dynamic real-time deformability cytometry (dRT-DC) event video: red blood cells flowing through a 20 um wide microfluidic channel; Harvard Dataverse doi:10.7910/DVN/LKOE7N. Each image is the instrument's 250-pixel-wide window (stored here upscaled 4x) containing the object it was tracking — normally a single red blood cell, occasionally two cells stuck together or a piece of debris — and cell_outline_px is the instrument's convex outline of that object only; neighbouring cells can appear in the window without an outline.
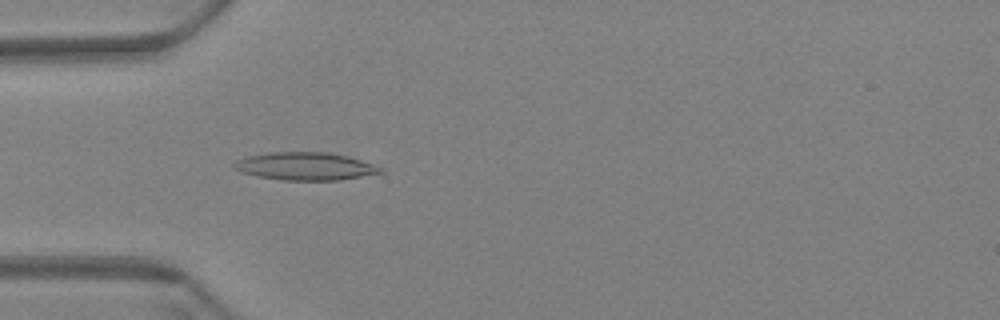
{"species": "Egyptian fruit bat (a non-hibernating species)", "species_latin": "Rousettus aegyptiacus", "temperature_condition": "warm", "stored_images_in_passage": 38, "camera_frame_rate_fps": 3000, "um_per_image_px": 0.085, "animal": {"sex": "female"}, "frame": {"image": 1, "passage_image": 4, "time_ms": 1.0, "image_size_px": [1000, 320], "cell_outline_px": [[384, 172], [340, 180], [280, 180], [260, 176], [244, 172], [236, 168], [232, 164], [236, 160], [248, 156], [272, 152], [324, 152], [348, 156], [384, 168]], "centroid_in_image_um": [25.98, 14.13], "position_along_channel_um": 59.0, "area_um2": 23.41}}
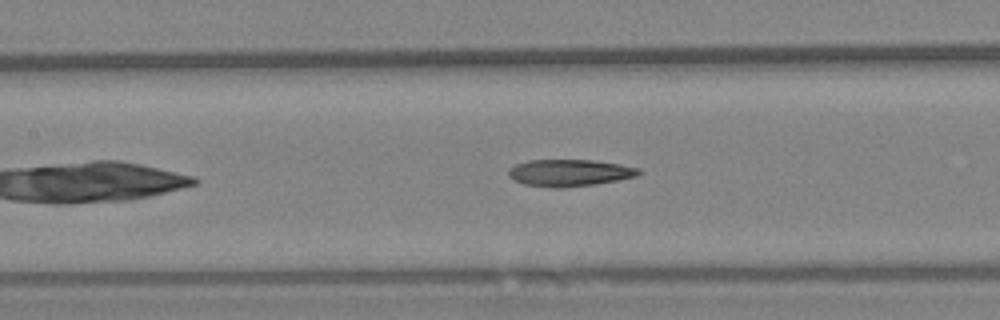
{"frame": {"image": 2, "passage_image": 13, "time_ms": 4.0, "image_size_px": [1000, 320], "cell_outline_px": [[640, 172], [636, 176], [620, 180], [596, 184], [564, 188], [552, 188], [524, 184], [508, 176], [508, 168], [516, 164], [528, 160], [592, 160], [620, 164], [640, 168]], "centroid_in_image_um": [48.4, 14.69], "position_along_channel_um": 159.0, "area_um2": 20.52}}
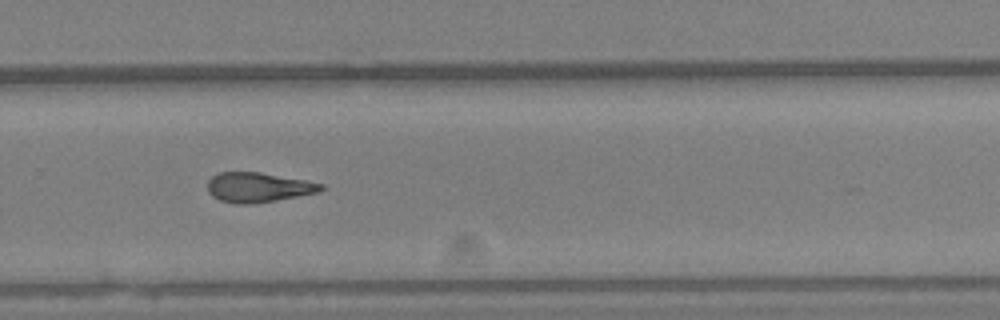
{"frame": {"image": 3, "passage_image": 26, "time_ms": 8.333, "image_size_px": [1000, 320], "cell_outline_px": [[324, 188], [316, 192], [276, 200], [252, 204], [236, 204], [220, 200], [212, 196], [208, 192], [208, 180], [212, 176], [220, 172], [260, 172], [304, 180], [324, 184]], "centroid_in_image_um": [21.9, 15.92], "position_along_channel_um": 307.9, "area_um2": 19.48}, "authors_computed_cell_mechanics": {"area_um2": 20.2878, "velocity_mm_per_s": 3.4533, "shape_relaxation_time_tau1_ms": null, "shape_relaxation_time_tau2_ms": 7.6191, "deformation_change_tau1": null, "deformation_change_tau2": 0.2034}}